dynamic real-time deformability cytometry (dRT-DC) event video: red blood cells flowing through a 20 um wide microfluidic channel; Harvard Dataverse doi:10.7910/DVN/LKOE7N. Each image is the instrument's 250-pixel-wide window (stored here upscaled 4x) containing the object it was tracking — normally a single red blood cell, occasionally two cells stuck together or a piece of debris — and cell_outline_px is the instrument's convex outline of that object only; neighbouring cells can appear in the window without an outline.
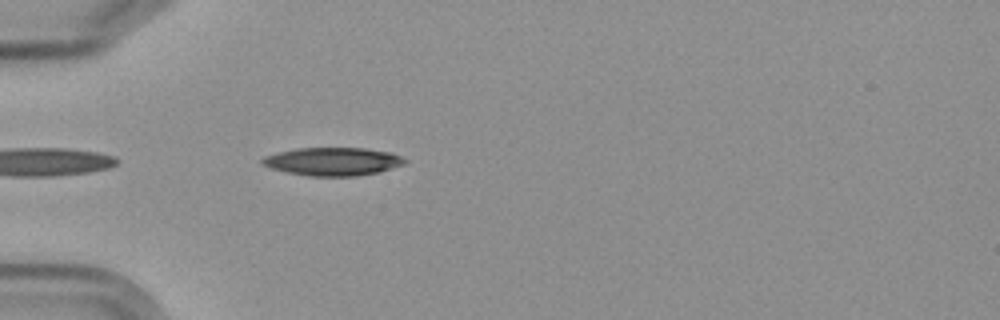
{"species": "Egyptian fruit bat (a non-hibernating species)", "species_latin": "Rousettus aegyptiacus", "temperature_condition": "cold", "stored_images_in_passage": 3, "camera_frame_rate_fps": 3000, "um_per_image_px": 0.085, "frame": {"image": 1, "passage_image": 3, "time_ms": 2.333, "image_size_px": [1000, 320], "cell_outline_px": [[408, 160], [404, 164], [380, 172], [356, 176], [308, 176], [288, 172], [272, 168], [260, 164], [260, 160], [264, 156], [296, 148], [364, 148], [392, 152]], "centroid_in_image_um": [28.31, 13.72], "position_along_channel_um": 56.7, "area_um2": 23.41}}